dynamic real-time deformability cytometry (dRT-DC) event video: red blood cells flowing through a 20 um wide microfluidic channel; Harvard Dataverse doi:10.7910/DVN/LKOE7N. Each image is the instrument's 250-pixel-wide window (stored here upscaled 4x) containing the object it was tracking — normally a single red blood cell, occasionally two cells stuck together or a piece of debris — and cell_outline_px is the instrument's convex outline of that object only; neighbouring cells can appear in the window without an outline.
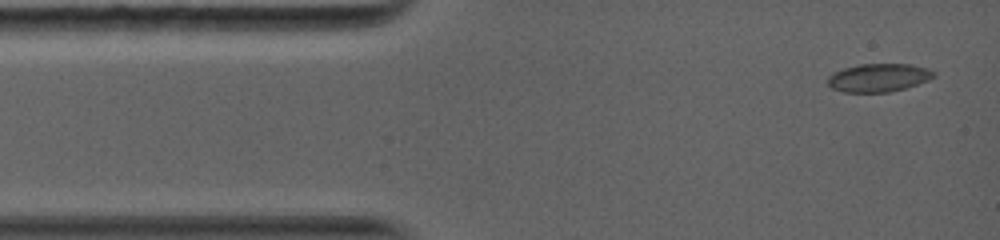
{"species": "common noctule bat (a hibernating species)", "species_latin": "Nyctalus noctula", "temperature_condition": "warm", "stored_images_in_passage": 5, "camera_frame_rate_fps": 5000, "um_per_image_px": 0.085, "animal": {"sex": "female", "body_mass_g": 19.0, "forearm_length_mm": 56.7}, "frame": {"image": 1, "passage_image": 1, "time_ms": 0.0, "image_size_px": [1000, 240], "cell_outline_px": [[936, 76], [928, 80], [904, 88], [888, 92], [844, 92], [832, 88], [828, 84], [828, 76], [832, 72], [844, 68], [860, 64], [912, 64], [928, 68], [936, 72]], "centroid_in_image_um": [74.69, 6.59], "position_along_channel_um": 10.3, "area_um2": 17.46}}
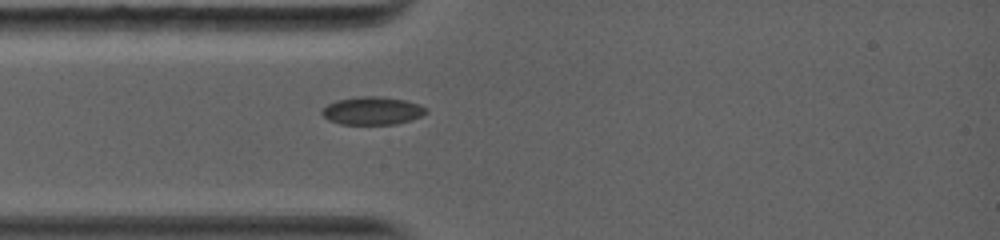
{"frame": {"image": 2, "passage_image": 5, "time_ms": 2.6, "image_size_px": [1000, 240], "cell_outline_px": [[428, 112], [412, 120], [396, 124], [340, 124], [328, 120], [320, 112], [328, 104], [336, 100], [360, 96], [380, 96], [404, 100], [420, 104], [428, 108]], "centroid_in_image_um": [31.67, 9.41], "position_along_channel_um": 53.3, "area_um2": 17.05}}